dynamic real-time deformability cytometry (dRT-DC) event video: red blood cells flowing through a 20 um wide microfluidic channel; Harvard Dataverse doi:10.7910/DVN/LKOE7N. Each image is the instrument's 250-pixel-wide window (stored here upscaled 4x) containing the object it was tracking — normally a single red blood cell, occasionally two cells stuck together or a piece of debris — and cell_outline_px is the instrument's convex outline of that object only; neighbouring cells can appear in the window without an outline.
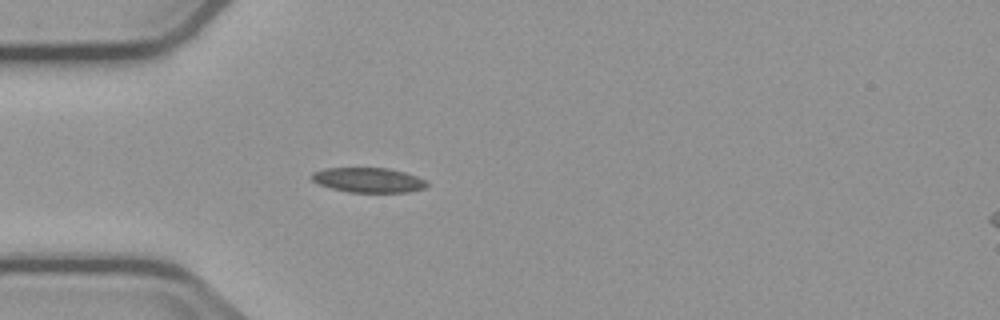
{"species": "common noctule bat (a hibernating species)", "species_latin": "Nyctalus noctula", "temperature_condition": "cold", "stored_images_in_passage": 3, "camera_frame_rate_fps": 3000, "um_per_image_px": 0.085, "animal": {"sex": "male", "body_mass_g": 23.1, "forearm_length_mm": 52.7}, "frame": {"image": 1, "passage_image": 3, "time_ms": 3.0, "image_size_px": [1000, 320], "cell_outline_px": [[428, 184], [424, 188], [408, 192], [348, 192], [332, 188], [320, 184], [312, 180], [308, 176], [312, 172], [324, 168], [388, 168], [404, 172], [428, 180]], "centroid_in_image_um": [31.3, 15.3], "position_along_channel_um": 53.7, "area_um2": 16.7}}